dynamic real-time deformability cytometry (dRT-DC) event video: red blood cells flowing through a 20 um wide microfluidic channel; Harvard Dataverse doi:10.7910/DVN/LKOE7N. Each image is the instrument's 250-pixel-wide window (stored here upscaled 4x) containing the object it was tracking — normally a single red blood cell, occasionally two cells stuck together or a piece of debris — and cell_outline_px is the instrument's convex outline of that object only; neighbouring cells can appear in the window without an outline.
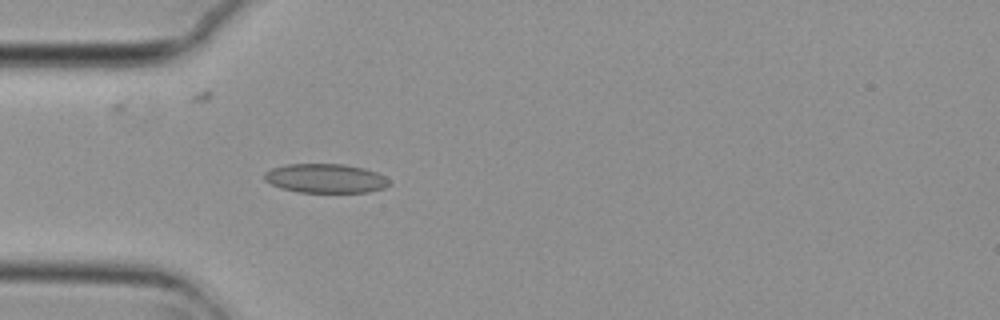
{"species": "common noctule bat (a hibernating species)", "species_latin": "Nyctalus noctula", "temperature_condition": "cold", "stored_images_in_passage": 4, "camera_frame_rate_fps": 3000, "um_per_image_px": 0.085, "animal": {"sex": "female", "body_mass_g": 29.2, "forearm_length_mm": 56.3}, "frame": {"image": 1, "passage_image": 4, "time_ms": 1.0, "image_size_px": [1000, 320], "cell_outline_px": [[392, 184], [384, 188], [368, 192], [300, 192], [280, 188], [264, 180], [264, 172], [272, 168], [284, 164], [344, 164], [364, 168], [376, 172], [384, 176]], "centroid_in_image_um": [27.66, 15.16], "position_along_channel_um": 57.3, "area_um2": 21.27}}